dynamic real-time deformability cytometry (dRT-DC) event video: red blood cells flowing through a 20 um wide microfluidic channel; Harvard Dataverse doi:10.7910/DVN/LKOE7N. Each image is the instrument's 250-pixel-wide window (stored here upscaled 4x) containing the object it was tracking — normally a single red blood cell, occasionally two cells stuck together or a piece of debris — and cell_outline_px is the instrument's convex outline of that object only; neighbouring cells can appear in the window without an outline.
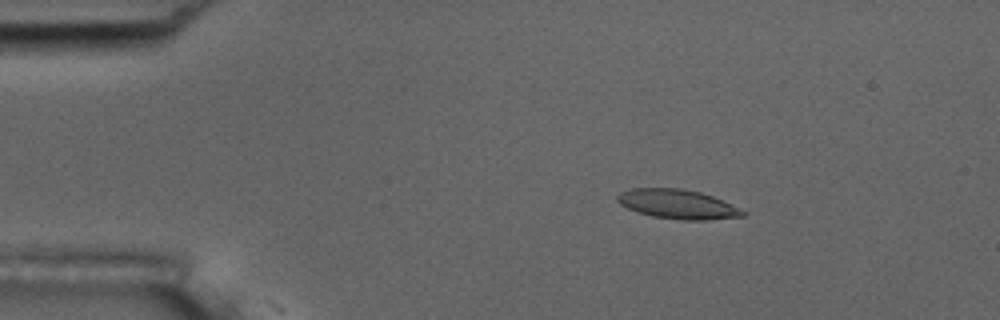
{"species": "common noctule bat (a hibernating species)", "species_latin": "Nyctalus noctula", "temperature_condition": "room temperature", "stored_images_in_passage": 5, "camera_frame_rate_fps": 3000, "um_per_image_px": 0.085, "animal": {"sex": "male", "body_mass_g": 17.5, "forearm_length_mm": 52.3}, "frame": {"image": 1, "passage_image": 2, "time_ms": 1.333, "image_size_px": [1000, 320], "cell_outline_px": [[748, 212], [744, 216], [708, 220], [684, 220], [652, 216], [628, 208], [620, 204], [616, 200], [616, 196], [620, 192], [632, 188], [680, 188], [700, 192], [712, 196]], "centroid_in_image_um": [57.6, 17.35], "position_along_channel_um": 27.4, "area_um2": 21.33}}